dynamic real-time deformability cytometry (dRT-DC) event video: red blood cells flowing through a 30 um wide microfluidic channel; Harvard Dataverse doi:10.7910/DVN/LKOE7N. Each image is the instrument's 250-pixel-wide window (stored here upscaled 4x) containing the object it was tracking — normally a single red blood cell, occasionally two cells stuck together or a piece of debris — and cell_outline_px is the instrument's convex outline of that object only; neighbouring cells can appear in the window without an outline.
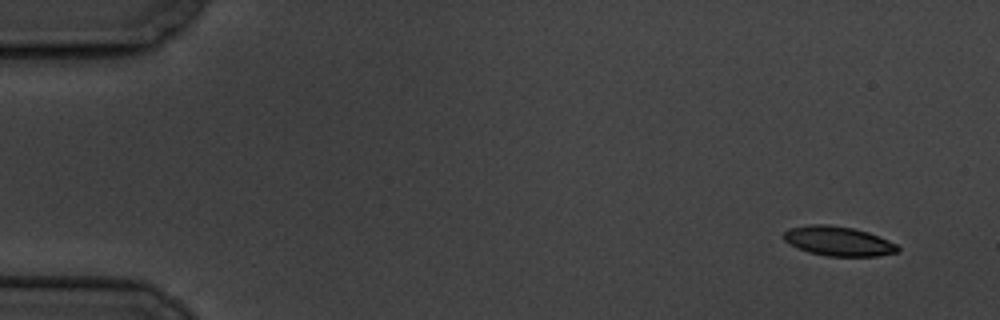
{"species": "common noctule bat (a hibernating species)", "species_latin": "Nyctalus noctula", "temperature_condition": "cold", "stored_images_in_passage": 11, "camera_frame_rate_fps": 3000, "um_per_image_px": 0.085, "animal": {"sex": "male", "body_mass_g": 19.5, "forearm_length_mm": 54.6}, "frame": {"image": 1, "passage_image": 1, "time_ms": 0.0, "image_size_px": [1000, 320], "cell_outline_px": [[900, 252], [876, 256], [828, 256], [808, 252], [784, 240], [784, 232], [788, 228], [808, 224], [828, 224], [852, 228], [868, 232], [888, 240], [896, 244], [900, 248]], "centroid_in_image_um": [71.27, 20.49], "position_along_channel_um": 13.7, "area_um2": 19.54}}
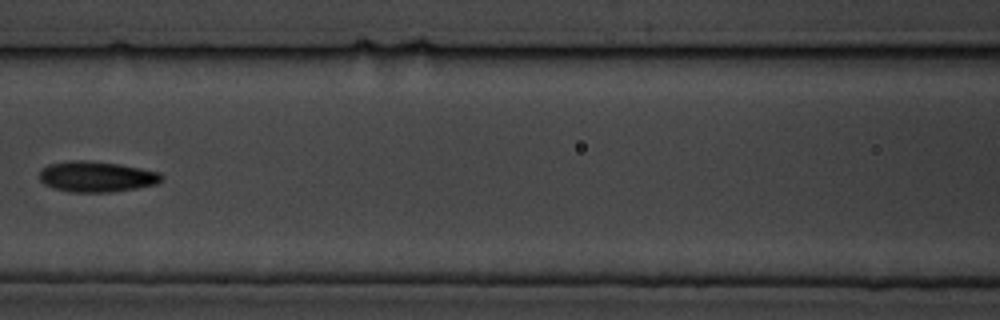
{"frame": {"image": 2, "passage_image": 7, "time_ms": 7.667, "image_size_px": [1000, 320], "cell_outline_px": [[164, 176], [156, 184], [136, 188], [112, 192], [72, 192], [52, 188], [44, 184], [40, 180], [40, 168], [48, 164], [68, 160], [92, 160], [120, 164], [160, 172]], "centroid_in_image_um": [8.17, 15.0], "position_along_channel_um": 158.4, "area_um2": 22.08}}
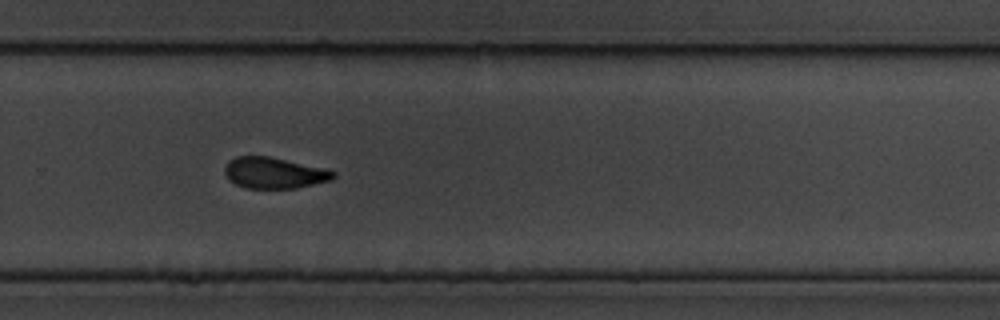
{"frame": {"image": 3, "passage_image": 11, "time_ms": 12.0, "image_size_px": [1000, 320], "cell_outline_px": [[336, 176], [332, 180], [296, 188], [244, 188], [228, 180], [224, 172], [224, 168], [228, 160], [236, 156], [268, 156], [320, 168], [336, 172]], "centroid_in_image_um": [23.24, 14.7], "position_along_channel_um": 306.6, "area_um2": 19.54}}